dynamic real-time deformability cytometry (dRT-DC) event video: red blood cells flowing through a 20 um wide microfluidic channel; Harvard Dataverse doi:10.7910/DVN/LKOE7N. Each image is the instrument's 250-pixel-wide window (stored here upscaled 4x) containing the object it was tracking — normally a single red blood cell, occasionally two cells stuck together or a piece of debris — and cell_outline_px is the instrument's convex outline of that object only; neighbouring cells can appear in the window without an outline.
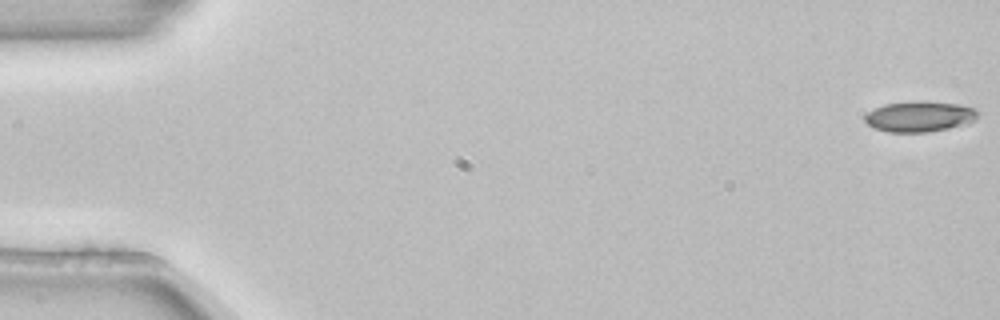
{"species": "common noctule bat (a hibernating species)", "species_latin": "Nyctalus noctula", "temperature_condition": "room temperature", "stored_images_in_passage": 5, "camera_frame_rate_fps": 3000, "um_per_image_px": 0.085, "animal": {"sex": "female", "body_mass_g": 22.7, "forearm_length_mm": 54.2}, "frame": {"image": 1, "passage_image": 1, "time_ms": 0.0, "image_size_px": [1000, 320], "cell_outline_px": [[980, 112], [976, 120], [968, 124], [928, 132], [888, 132], [872, 128], [864, 120], [864, 116], [868, 112], [884, 104], [912, 100], [924, 100], [960, 104], [976, 108]], "centroid_in_image_um": [78.2, 9.88], "position_along_channel_um": 6.8, "area_um2": 20.69}}
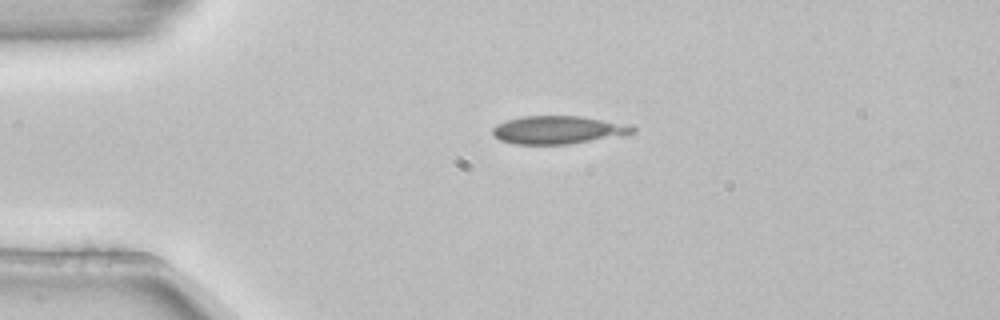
{"frame": {"image": 2, "passage_image": 4, "time_ms": 1.0, "image_size_px": [1000, 320], "cell_outline_px": [[636, 132], [624, 136], [568, 144], [516, 144], [500, 140], [492, 136], [492, 128], [496, 124], [520, 116], [580, 116], [632, 124], [636, 128]], "centroid_in_image_um": [47.5, 11.04], "position_along_channel_um": 37.5, "area_um2": 23.29}}